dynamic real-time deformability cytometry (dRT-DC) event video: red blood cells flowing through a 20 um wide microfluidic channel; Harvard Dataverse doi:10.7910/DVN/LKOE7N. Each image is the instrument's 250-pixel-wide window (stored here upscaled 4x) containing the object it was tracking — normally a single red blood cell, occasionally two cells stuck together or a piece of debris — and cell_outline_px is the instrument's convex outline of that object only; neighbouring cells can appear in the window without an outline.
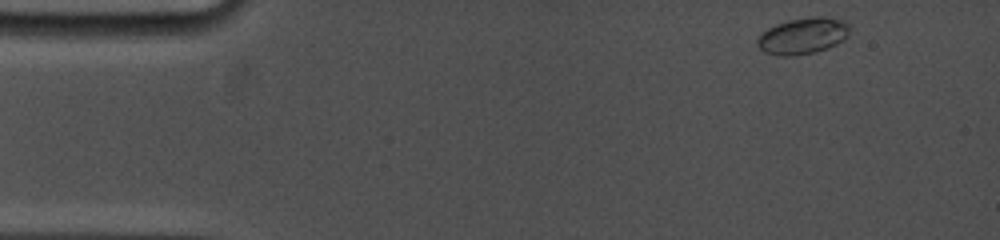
{"species": "common noctule bat (a hibernating species)", "species_latin": "Nyctalus noctula", "temperature_condition": "cold", "stored_images_in_passage": 8, "camera_frame_rate_fps": 5000, "um_per_image_px": 0.085, "animal": {"sex": "female", "body_mass_g": 19.0, "forearm_length_mm": 53.3}, "frame": {"image": 1, "passage_image": 1, "time_ms": 0.0, "image_size_px": [1000, 240], "cell_outline_px": [[848, 36], [844, 40], [828, 48], [812, 52], [792, 56], [780, 56], [764, 52], [756, 44], [756, 40], [768, 28], [776, 24], [788, 20], [812, 16], [824, 16], [844, 20], [848, 24]], "centroid_in_image_um": [68.25, 3.04], "position_along_channel_um": 16.8, "area_um2": 19.54}}
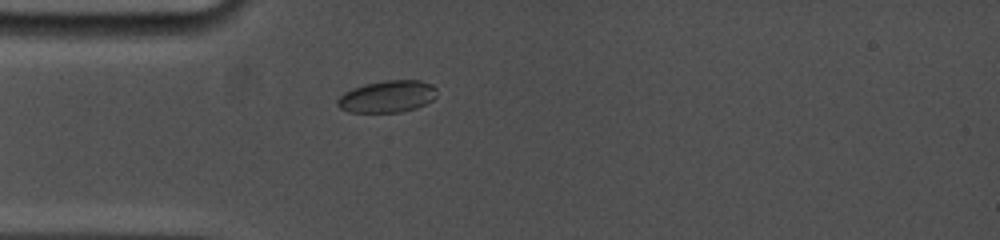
{"frame": {"image": 2, "passage_image": 6, "time_ms": 3.2, "image_size_px": [1000, 240], "cell_outline_px": [[436, 96], [432, 100], [416, 108], [400, 112], [348, 112], [340, 108], [336, 104], [336, 100], [344, 92], [352, 88], [364, 84], [384, 80], [420, 80], [432, 84], [436, 88]], "centroid_in_image_um": [32.9, 8.19], "position_along_channel_um": 52.1, "area_um2": 18.61}}
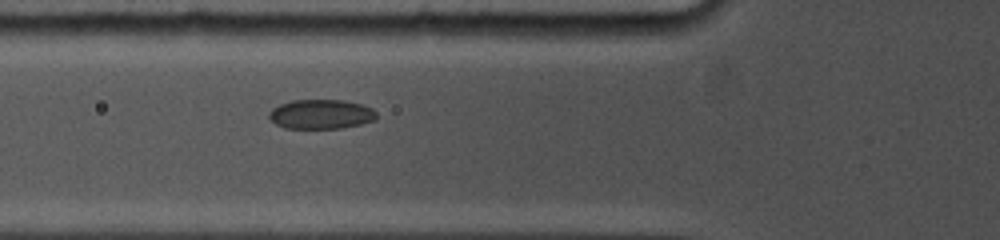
{"frame": {"image": 3, "passage_image": 8, "time_ms": 4.6, "image_size_px": [1000, 240], "cell_outline_px": [[376, 120], [360, 124], [340, 128], [284, 128], [276, 124], [268, 116], [268, 112], [272, 108], [280, 104], [292, 100], [344, 100], [360, 104], [372, 108], [376, 112]], "centroid_in_image_um": [27.27, 9.7], "position_along_channel_um": 98.5, "area_um2": 18.44}}